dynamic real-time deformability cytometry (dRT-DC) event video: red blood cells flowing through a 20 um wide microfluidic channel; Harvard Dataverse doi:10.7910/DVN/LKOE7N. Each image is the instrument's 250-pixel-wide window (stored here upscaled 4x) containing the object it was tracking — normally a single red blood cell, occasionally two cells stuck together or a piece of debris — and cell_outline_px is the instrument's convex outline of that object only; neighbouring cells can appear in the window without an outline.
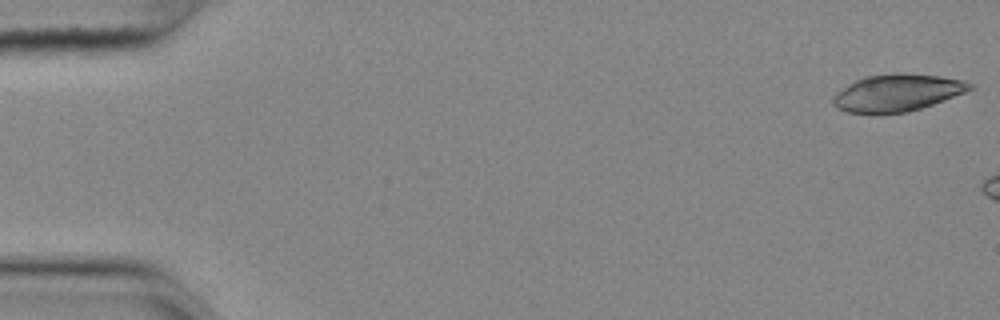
{"species": "common noctule bat (a hibernating species)", "species_latin": "Nyctalus noctula", "temperature_condition": "cold", "stored_images_in_passage": 7, "camera_frame_rate_fps": 3000, "um_per_image_px": 0.085, "animal": {"sex": "female", "body_mass_g": 25.1}, "frame": {"image": 1, "passage_image": 1, "time_ms": 0.0, "image_size_px": [1000, 320], "cell_outline_px": [[976, 88], [944, 100], [908, 112], [848, 112], [836, 108], [832, 104], [832, 96], [836, 92], [848, 84], [864, 76], [896, 72], [900, 72], [940, 76], [964, 80], [972, 84]], "centroid_in_image_um": [76.26, 7.85], "position_along_channel_um": 8.7, "area_um2": 29.54}}